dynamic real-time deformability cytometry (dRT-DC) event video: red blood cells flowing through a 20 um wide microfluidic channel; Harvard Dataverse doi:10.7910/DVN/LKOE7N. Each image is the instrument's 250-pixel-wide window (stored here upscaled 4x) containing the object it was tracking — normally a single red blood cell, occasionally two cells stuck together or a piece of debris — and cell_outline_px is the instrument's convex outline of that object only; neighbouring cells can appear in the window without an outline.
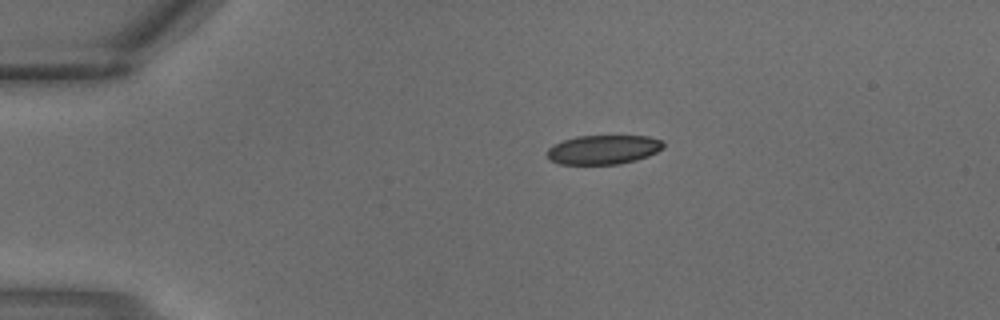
{"species": "common noctule bat (a hibernating species)", "species_latin": "Nyctalus noctula", "temperature_condition": "warm", "stored_images_in_passage": 2, "camera_frame_rate_fps": 3000, "um_per_image_px": 0.085, "animal": {"sex": "male", "body_mass_g": 18.8}, "frame": {"image": 1, "passage_image": 1, "time_ms": 0.0, "image_size_px": [1000, 320], "cell_outline_px": [[664, 148], [648, 156], [636, 160], [620, 164], [560, 164], [552, 160], [548, 156], [548, 148], [552, 144], [576, 136], [648, 136], [660, 140], [664, 144]], "centroid_in_image_um": [51.29, 12.71], "position_along_channel_um": 33.7, "area_um2": 19.71}}